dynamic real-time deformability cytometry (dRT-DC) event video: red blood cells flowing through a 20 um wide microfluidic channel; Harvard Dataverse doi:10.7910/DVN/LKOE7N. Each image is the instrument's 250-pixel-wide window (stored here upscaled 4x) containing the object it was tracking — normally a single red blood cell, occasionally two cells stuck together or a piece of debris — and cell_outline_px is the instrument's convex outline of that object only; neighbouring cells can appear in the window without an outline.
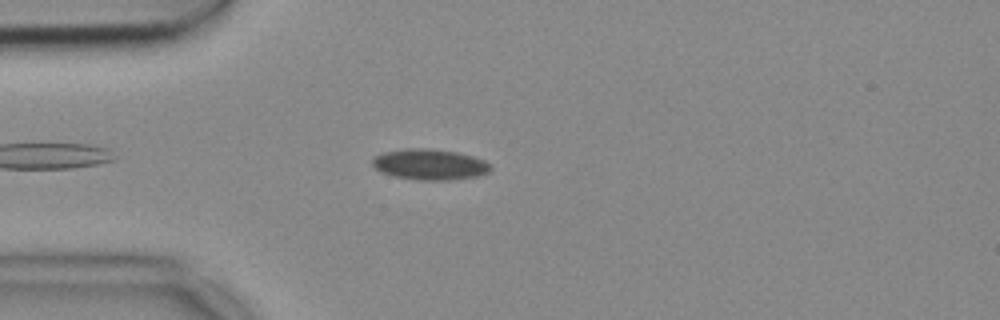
{"species": "common noctule bat (a hibernating species)", "species_latin": "Nyctalus noctula", "temperature_condition": "cold", "stored_images_in_passage": 22, "camera_frame_rate_fps": 3000, "um_per_image_px": 0.085, "animal": {"sex": "female", "body_mass_g": 18.4}, "frame": {"image": 1, "passage_image": 7, "time_ms": 2.0, "image_size_px": [1000, 320], "cell_outline_px": [[492, 168], [488, 172], [476, 176], [444, 180], [420, 180], [392, 176], [380, 172], [372, 164], [372, 160], [376, 156], [384, 152], [408, 148], [428, 148], [456, 152], [472, 156], [484, 160]], "centroid_in_image_um": [36.5, 13.97], "position_along_channel_um": 48.5, "area_um2": 20.98}}
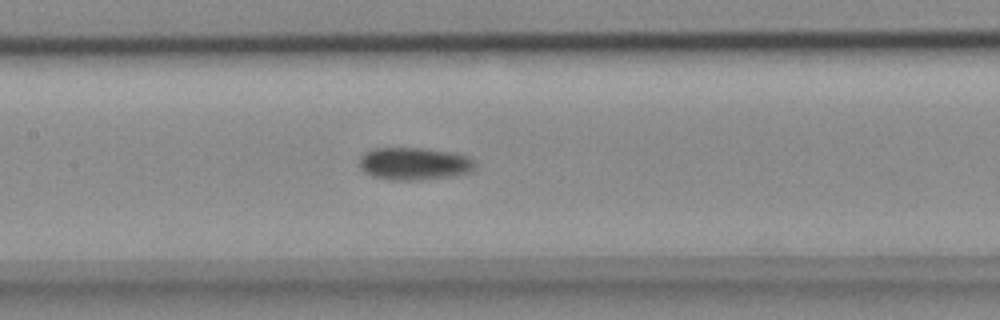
{"frame": {"image": 2, "passage_image": 18, "time_ms": 5.667, "image_size_px": [1000, 320], "cell_outline_px": [[476, 164], [468, 172], [452, 176], [420, 180], [388, 180], [372, 176], [364, 172], [360, 168], [360, 156], [364, 152], [372, 148], [424, 148], [452, 152], [468, 156]], "centroid_in_image_um": [35.16, 13.91], "position_along_channel_um": 172.2, "area_um2": 22.02}}
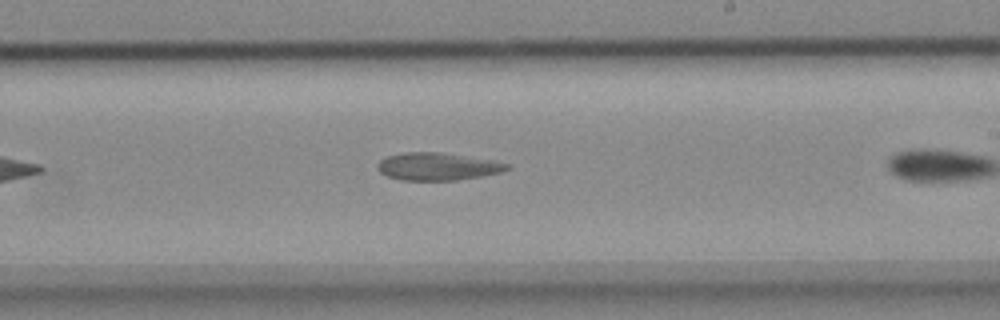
{"frame": {"image": 3, "passage_image": 21, "time_ms": 6.667, "image_size_px": [1000, 320], "cell_outline_px": [[512, 168], [500, 172], [480, 176], [456, 180], [400, 180], [388, 176], [380, 172], [376, 164], [380, 160], [388, 156], [404, 152], [440, 152], [492, 160], [512, 164]], "centroid_in_image_um": [37.2, 14.15], "position_along_channel_um": 251.8, "area_um2": 20.75}}